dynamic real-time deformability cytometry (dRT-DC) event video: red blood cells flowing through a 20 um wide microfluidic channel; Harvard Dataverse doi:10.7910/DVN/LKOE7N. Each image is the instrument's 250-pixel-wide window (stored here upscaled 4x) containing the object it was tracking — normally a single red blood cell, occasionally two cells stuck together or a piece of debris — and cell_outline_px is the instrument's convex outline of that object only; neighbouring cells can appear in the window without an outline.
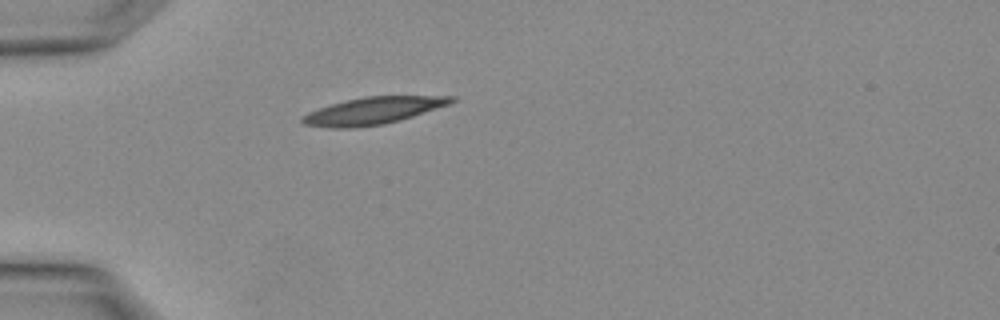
{"species": "Egyptian fruit bat (a non-hibernating species)", "species_latin": "Rousettus aegyptiacus", "temperature_condition": "warm", "stored_images_in_passage": 1, "camera_frame_rate_fps": 3000, "um_per_image_px": 0.085, "animal": {"sex": "female"}, "frame": {"image": 1, "passage_image": 1, "time_ms": 0.0, "image_size_px": [1000, 320], "cell_outline_px": [[456, 100], [448, 104], [400, 120], [384, 124], [356, 128], [328, 128], [304, 124], [300, 120], [308, 112], [332, 104], [364, 96], [456, 96]], "centroid_in_image_um": [31.69, 9.42], "position_along_channel_um": 53.3, "area_um2": 23.24}}